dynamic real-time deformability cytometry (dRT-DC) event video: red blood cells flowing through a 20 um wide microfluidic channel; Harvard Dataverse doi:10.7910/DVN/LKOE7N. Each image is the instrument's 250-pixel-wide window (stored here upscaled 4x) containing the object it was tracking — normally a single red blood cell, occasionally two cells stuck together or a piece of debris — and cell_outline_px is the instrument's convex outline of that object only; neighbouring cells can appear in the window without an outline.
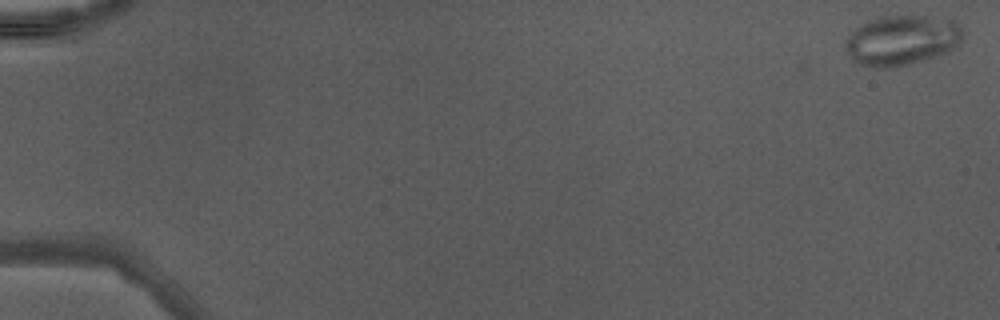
{"species": "Egyptian fruit bat (a non-hibernating species)", "species_latin": "Rousettus aegyptiacus", "temperature_condition": "warm", "stored_images_in_passage": 47, "camera_frame_rate_fps": 3000, "um_per_image_px": 0.085, "animal": {"sex": "male"}, "frame": {"image": 1, "passage_image": 1, "time_ms": 0.0, "image_size_px": [1000, 320], "cell_outline_px": [[964, 32], [960, 44], [944, 52], [924, 60], [908, 64], [888, 68], [876, 68], [856, 64], [852, 60], [844, 48], [844, 40], [856, 28], [868, 20], [884, 16], [924, 16], [952, 20]], "centroid_in_image_um": [76.59, 3.43], "position_along_channel_um": 8.4, "area_um2": 34.16}}
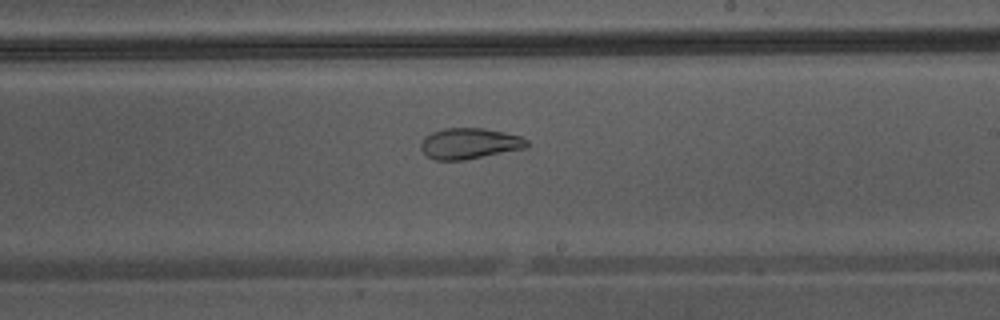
{"frame": {"image": 2, "passage_image": 30, "time_ms": 9.667, "image_size_px": [1000, 320], "cell_outline_px": [[528, 144], [524, 148], [464, 160], [436, 160], [428, 156], [420, 148], [420, 144], [424, 136], [432, 132], [444, 128], [484, 128], [504, 132], [520, 136], [528, 140]], "centroid_in_image_um": [39.87, 12.19], "position_along_channel_um": 249.1, "area_um2": 18.96}}
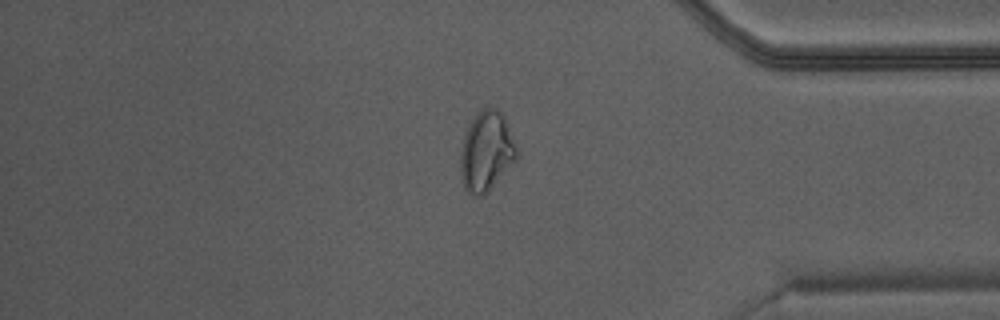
{"frame": {"image": 3, "passage_image": 41, "time_ms": 13.333, "image_size_px": [1000, 320], "cell_outline_px": [[520, 156], [488, 192], [484, 196], [480, 196], [468, 192], [464, 188], [460, 172], [460, 152], [464, 136], [468, 124], [476, 112], [484, 108], [492, 108], [500, 112], [504, 116], [520, 148]], "centroid_in_image_um": [41.38, 12.86], "position_along_channel_um": 393.8, "area_um2": 26.76}}